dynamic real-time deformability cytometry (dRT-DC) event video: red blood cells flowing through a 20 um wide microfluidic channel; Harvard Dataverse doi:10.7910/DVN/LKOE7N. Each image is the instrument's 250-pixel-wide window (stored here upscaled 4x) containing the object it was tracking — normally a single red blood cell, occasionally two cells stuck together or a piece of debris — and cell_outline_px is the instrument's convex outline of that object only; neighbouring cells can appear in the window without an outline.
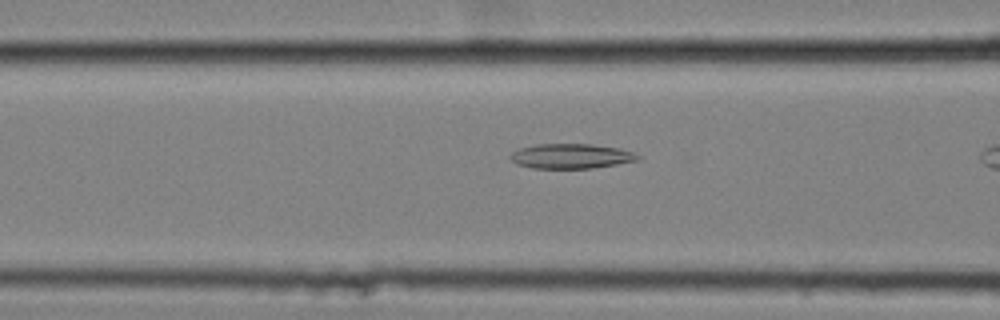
{"species": "common noctule bat (a hibernating species)", "species_latin": "Nyctalus noctula", "temperature_condition": "cold", "stored_images_in_passage": 13, "camera_frame_rate_fps": 3000, "um_per_image_px": 0.085, "animal": {"sex": "female", "body_mass_g": 25.1}, "frame": {"image": 1, "passage_image": 8, "time_ms": 2.333, "image_size_px": [1000, 320], "cell_outline_px": [[640, 160], [592, 168], [532, 168], [516, 164], [508, 160], [508, 156], [512, 152], [520, 148], [536, 144], [592, 144], [620, 148], [632, 152], [640, 156]], "centroid_in_image_um": [48.5, 13.27], "position_along_channel_um": 118.1, "area_um2": 18.55}}
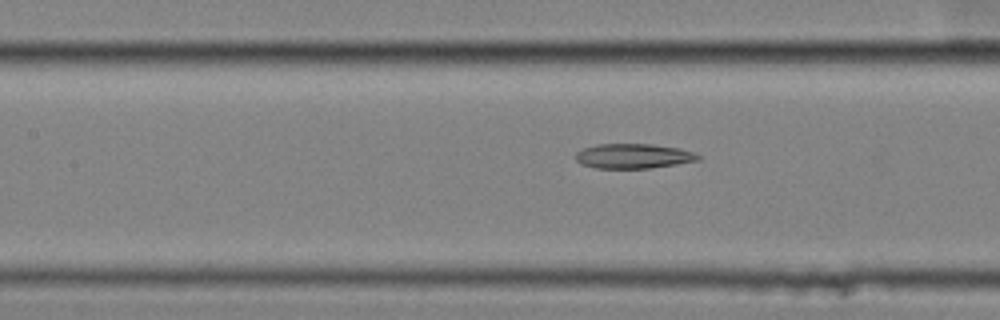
{"frame": {"image": 2, "passage_image": 11, "time_ms": 3.333, "image_size_px": [1000, 320], "cell_outline_px": [[700, 160], [676, 164], [648, 168], [596, 168], [580, 164], [576, 160], [576, 152], [584, 148], [596, 144], [652, 144], [680, 148], [692, 152], [700, 156]], "centroid_in_image_um": [53.82, 13.26], "position_along_channel_um": 153.6, "area_um2": 17.63}}